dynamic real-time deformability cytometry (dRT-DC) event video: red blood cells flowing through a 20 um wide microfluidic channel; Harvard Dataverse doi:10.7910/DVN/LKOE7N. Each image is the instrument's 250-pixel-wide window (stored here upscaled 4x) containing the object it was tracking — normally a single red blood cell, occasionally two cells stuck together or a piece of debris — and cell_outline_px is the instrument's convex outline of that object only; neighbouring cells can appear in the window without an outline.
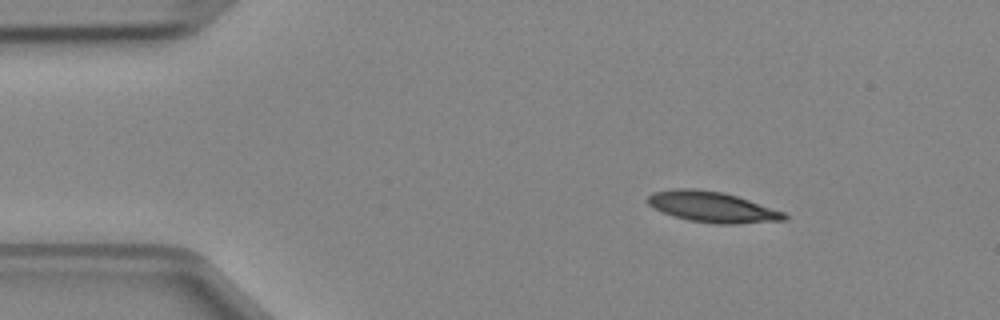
{"species": "Egyptian fruit bat (a non-hibernating species)", "species_latin": "Rousettus aegyptiacus", "temperature_condition": "cold", "stored_images_in_passage": 6, "camera_frame_rate_fps": 3000, "um_per_image_px": 0.085, "animal": {"sex": "female"}, "frame": {"image": 1, "passage_image": 2, "time_ms": 0.333, "image_size_px": [1000, 320], "cell_outline_px": [[788, 220], [736, 224], [716, 224], [688, 220], [664, 212], [648, 204], [648, 196], [652, 192], [676, 188], [692, 188], [724, 192], [784, 212], [788, 216]], "centroid_in_image_um": [60.56, 17.59], "position_along_channel_um": 24.4, "area_um2": 24.22}}
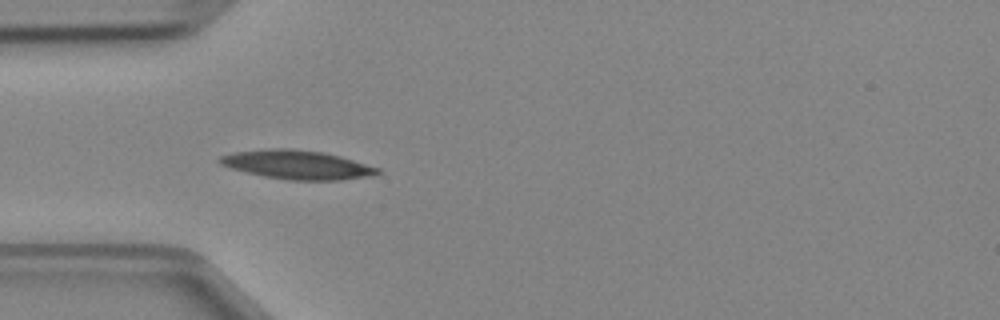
{"frame": {"image": 2, "passage_image": 4, "time_ms": 1.0, "image_size_px": [1000, 320], "cell_outline_px": [[380, 172], [372, 176], [340, 180], [288, 180], [264, 176], [232, 168], [220, 164], [216, 160], [220, 156], [232, 152], [264, 148], [292, 148], [324, 152], [340, 156], [380, 168]], "centroid_in_image_um": [25.24, 13.99], "position_along_channel_um": 59.8, "area_um2": 26.7}}